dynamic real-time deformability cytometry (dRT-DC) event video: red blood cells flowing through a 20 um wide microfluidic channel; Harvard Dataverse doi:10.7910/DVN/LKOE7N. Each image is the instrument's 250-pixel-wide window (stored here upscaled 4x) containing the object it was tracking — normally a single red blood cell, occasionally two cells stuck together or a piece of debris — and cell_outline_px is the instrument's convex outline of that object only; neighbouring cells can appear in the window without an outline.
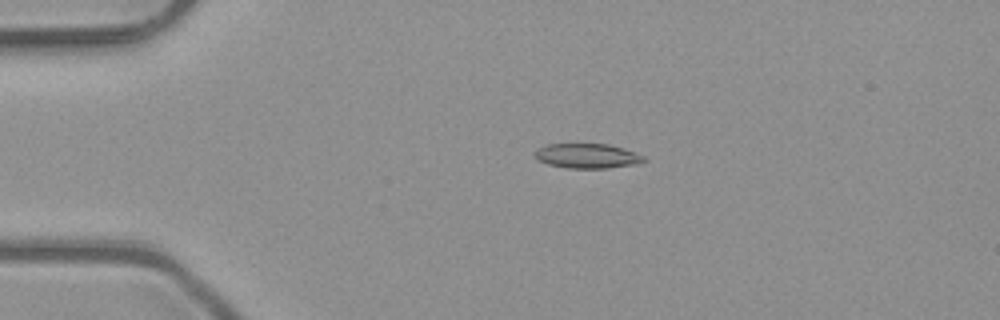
{"species": "common noctule bat (a hibernating species)", "species_latin": "Nyctalus noctula", "temperature_condition": "room temperature", "stored_images_in_passage": 3, "camera_frame_rate_fps": 3000, "um_per_image_px": 0.085, "animal": {"sex": "male", "body_mass_g": 23.1, "forearm_length_mm": 52.7}, "frame": {"image": 1, "passage_image": 2, "time_ms": 0.333, "image_size_px": [1000, 320], "cell_outline_px": [[648, 160], [636, 164], [608, 168], [568, 168], [548, 164], [536, 160], [532, 152], [536, 148], [548, 144], [608, 144], [624, 148], [644, 156]], "centroid_in_image_um": [49.88, 13.25], "position_along_channel_um": 35.1, "area_um2": 15.9}}